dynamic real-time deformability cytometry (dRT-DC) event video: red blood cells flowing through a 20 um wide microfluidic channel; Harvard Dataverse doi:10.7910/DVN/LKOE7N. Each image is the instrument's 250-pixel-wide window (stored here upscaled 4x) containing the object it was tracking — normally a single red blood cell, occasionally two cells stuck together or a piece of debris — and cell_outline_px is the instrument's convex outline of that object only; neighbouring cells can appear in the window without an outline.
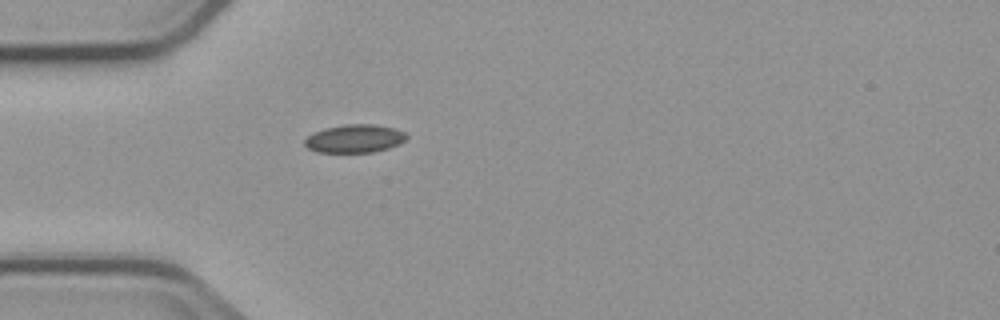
{"species": "common noctule bat (a hibernating species)", "species_latin": "Nyctalus noctula", "temperature_condition": "cold", "stored_images_in_passage": 2, "camera_frame_rate_fps": 3000, "um_per_image_px": 0.085, "animal": {"sex": "male", "body_mass_g": 23.1, "forearm_length_mm": 52.7}, "frame": {"image": 1, "passage_image": 2, "time_ms": 1.333, "image_size_px": [1000, 320], "cell_outline_px": [[408, 136], [404, 140], [388, 148], [372, 152], [316, 152], [308, 148], [304, 144], [304, 140], [308, 136], [324, 128], [344, 124], [376, 124], [396, 128], [404, 132]], "centroid_in_image_um": [30.14, 11.77], "position_along_channel_um": 54.9, "area_um2": 16.65}}